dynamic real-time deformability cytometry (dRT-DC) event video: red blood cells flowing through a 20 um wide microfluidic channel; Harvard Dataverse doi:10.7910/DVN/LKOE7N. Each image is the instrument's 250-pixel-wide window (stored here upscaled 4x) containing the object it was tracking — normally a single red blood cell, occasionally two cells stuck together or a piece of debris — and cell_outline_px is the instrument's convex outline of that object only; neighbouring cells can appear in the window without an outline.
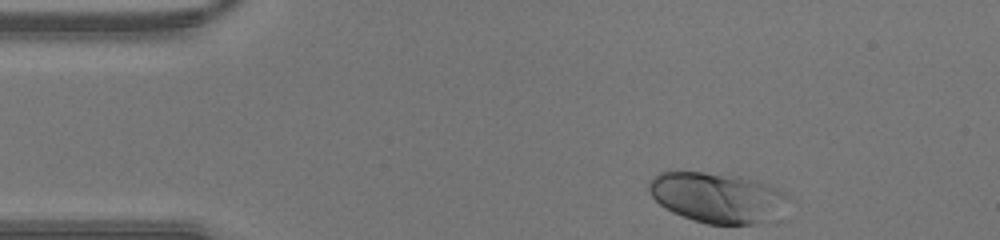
{"species": "human", "species_latin": "Homo sapiens", "temperature_condition": "warm", "stored_images_in_passage": 30, "camera_frame_rate_fps": 3000, "um_per_image_px": 0.085, "donor": {"sex": "male"}, "frame": {"image": 1, "passage_image": 1, "time_ms": 0.0, "image_size_px": [1000, 240], "cell_outline_px": [[784, 196], [756, 224], [708, 224], [672, 212], [660, 204], [652, 196], [648, 188], [648, 184], [660, 172], [704, 172], [740, 176], [776, 188], [784, 192]], "centroid_in_image_um": [60.73, 16.74], "position_along_channel_um": 24.3, "area_um2": 38.32}}
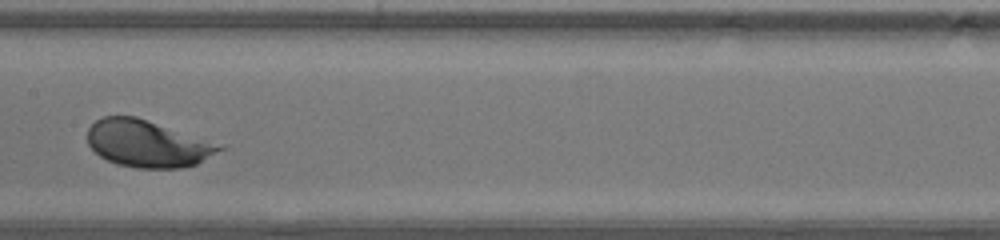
{"frame": {"image": 2, "passage_image": 17, "time_ms": 5.333, "image_size_px": [1000, 240], "cell_outline_px": [[228, 148], [196, 164], [180, 168], [136, 168], [116, 164], [100, 156], [88, 144], [88, 128], [96, 120], [104, 116], [136, 116], [228, 144]], "centroid_in_image_um": [12.65, 12.2], "position_along_channel_um": 194.7, "area_um2": 36.93}}
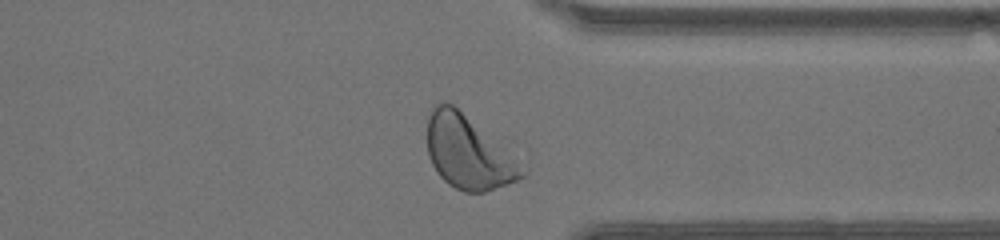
{"frame": {"image": 3, "passage_image": 29, "time_ms": 9.333, "image_size_px": [1000, 240], "cell_outline_px": [[528, 168], [524, 176], [516, 180], [484, 192], [464, 192], [448, 184], [436, 172], [428, 156], [428, 116], [432, 108], [436, 104], [444, 100], [452, 104], [528, 160]], "centroid_in_image_um": [39.94, 12.93], "position_along_channel_um": 371.5, "area_um2": 42.08}}